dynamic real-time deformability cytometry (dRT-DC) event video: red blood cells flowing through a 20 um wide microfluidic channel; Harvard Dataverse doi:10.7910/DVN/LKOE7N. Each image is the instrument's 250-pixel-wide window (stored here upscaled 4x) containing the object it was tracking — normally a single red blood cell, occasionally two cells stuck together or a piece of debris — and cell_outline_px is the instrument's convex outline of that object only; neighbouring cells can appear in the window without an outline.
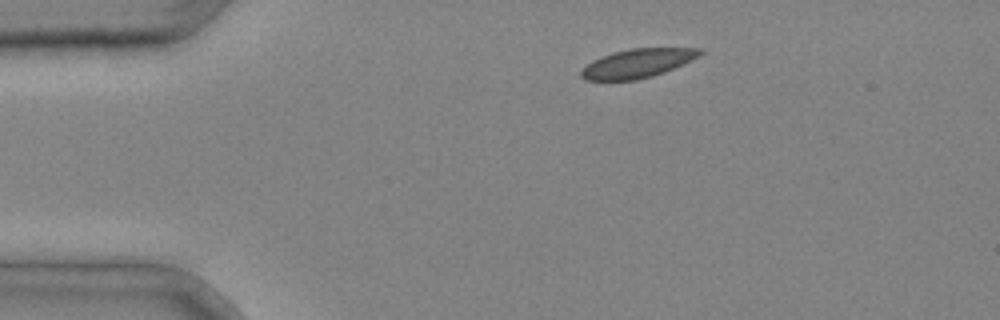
{"species": "common noctule bat (a hibernating species)", "species_latin": "Nyctalus noctula", "temperature_condition": "cold", "stored_images_in_passage": 2, "camera_frame_rate_fps": 3000, "um_per_image_px": 0.085, "animal": {"sex": "male", "body_mass_g": 20.4}, "frame": {"image": 1, "passage_image": 1, "time_ms": 0.0, "image_size_px": [1000, 320], "cell_outline_px": [[704, 52], [700, 56], [692, 60], [664, 72], [652, 76], [636, 80], [584, 80], [580, 76], [580, 72], [592, 60], [600, 56], [612, 52], [632, 48], [704, 48]], "centroid_in_image_um": [54.2, 5.37], "position_along_channel_um": 30.8, "area_um2": 20.06}}